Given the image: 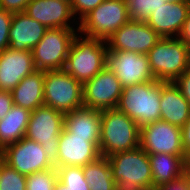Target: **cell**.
<instances>
[{
  "instance_id": "6da1fadb",
  "label": "cell",
  "mask_w": 190,
  "mask_h": 190,
  "mask_svg": "<svg viewBox=\"0 0 190 190\" xmlns=\"http://www.w3.org/2000/svg\"><path fill=\"white\" fill-rule=\"evenodd\" d=\"M140 146V127L117 107L101 110L100 154L109 157Z\"/></svg>"
},
{
  "instance_id": "7a4b0ae2",
  "label": "cell",
  "mask_w": 190,
  "mask_h": 190,
  "mask_svg": "<svg viewBox=\"0 0 190 190\" xmlns=\"http://www.w3.org/2000/svg\"><path fill=\"white\" fill-rule=\"evenodd\" d=\"M117 188L155 190L148 154L139 146L107 157Z\"/></svg>"
},
{
  "instance_id": "3957f363",
  "label": "cell",
  "mask_w": 190,
  "mask_h": 190,
  "mask_svg": "<svg viewBox=\"0 0 190 190\" xmlns=\"http://www.w3.org/2000/svg\"><path fill=\"white\" fill-rule=\"evenodd\" d=\"M147 57L157 81L174 82L190 68V49L178 37H162Z\"/></svg>"
},
{
  "instance_id": "277c9868",
  "label": "cell",
  "mask_w": 190,
  "mask_h": 190,
  "mask_svg": "<svg viewBox=\"0 0 190 190\" xmlns=\"http://www.w3.org/2000/svg\"><path fill=\"white\" fill-rule=\"evenodd\" d=\"M161 81L124 87L117 108L127 114L141 128L160 120Z\"/></svg>"
},
{
  "instance_id": "5b68a950",
  "label": "cell",
  "mask_w": 190,
  "mask_h": 190,
  "mask_svg": "<svg viewBox=\"0 0 190 190\" xmlns=\"http://www.w3.org/2000/svg\"><path fill=\"white\" fill-rule=\"evenodd\" d=\"M77 35L74 36L69 47L63 69L84 84L105 68V56L108 48L107 45L104 46L106 41L87 36L80 40Z\"/></svg>"
},
{
  "instance_id": "8992f818",
  "label": "cell",
  "mask_w": 190,
  "mask_h": 190,
  "mask_svg": "<svg viewBox=\"0 0 190 190\" xmlns=\"http://www.w3.org/2000/svg\"><path fill=\"white\" fill-rule=\"evenodd\" d=\"M44 105L68 114L83 106V84L64 69L44 71Z\"/></svg>"
},
{
  "instance_id": "52a82bcc",
  "label": "cell",
  "mask_w": 190,
  "mask_h": 190,
  "mask_svg": "<svg viewBox=\"0 0 190 190\" xmlns=\"http://www.w3.org/2000/svg\"><path fill=\"white\" fill-rule=\"evenodd\" d=\"M130 21L124 0H104L84 16L77 28L87 37L106 41L123 24Z\"/></svg>"
},
{
  "instance_id": "ba28073f",
  "label": "cell",
  "mask_w": 190,
  "mask_h": 190,
  "mask_svg": "<svg viewBox=\"0 0 190 190\" xmlns=\"http://www.w3.org/2000/svg\"><path fill=\"white\" fill-rule=\"evenodd\" d=\"M64 114L52 107L40 106L31 112L25 137L38 142L54 164L58 156L59 136L64 128Z\"/></svg>"
},
{
  "instance_id": "9c48e42d",
  "label": "cell",
  "mask_w": 190,
  "mask_h": 190,
  "mask_svg": "<svg viewBox=\"0 0 190 190\" xmlns=\"http://www.w3.org/2000/svg\"><path fill=\"white\" fill-rule=\"evenodd\" d=\"M75 35L74 28H48L31 50L36 70L63 69Z\"/></svg>"
},
{
  "instance_id": "30bf717a",
  "label": "cell",
  "mask_w": 190,
  "mask_h": 190,
  "mask_svg": "<svg viewBox=\"0 0 190 190\" xmlns=\"http://www.w3.org/2000/svg\"><path fill=\"white\" fill-rule=\"evenodd\" d=\"M105 68L115 74L123 88L155 80L147 54L108 50Z\"/></svg>"
},
{
  "instance_id": "8fae6325",
  "label": "cell",
  "mask_w": 190,
  "mask_h": 190,
  "mask_svg": "<svg viewBox=\"0 0 190 190\" xmlns=\"http://www.w3.org/2000/svg\"><path fill=\"white\" fill-rule=\"evenodd\" d=\"M1 153L4 163L26 176L38 171L55 168L42 146L26 137L6 146Z\"/></svg>"
},
{
  "instance_id": "7c38bea8",
  "label": "cell",
  "mask_w": 190,
  "mask_h": 190,
  "mask_svg": "<svg viewBox=\"0 0 190 190\" xmlns=\"http://www.w3.org/2000/svg\"><path fill=\"white\" fill-rule=\"evenodd\" d=\"M140 147L148 154L185 156L181 128L164 120H157L140 128Z\"/></svg>"
},
{
  "instance_id": "4fadbf2b",
  "label": "cell",
  "mask_w": 190,
  "mask_h": 190,
  "mask_svg": "<svg viewBox=\"0 0 190 190\" xmlns=\"http://www.w3.org/2000/svg\"><path fill=\"white\" fill-rule=\"evenodd\" d=\"M161 38L147 23L130 20L115 31L106 44L108 50L147 54Z\"/></svg>"
},
{
  "instance_id": "5bb4252c",
  "label": "cell",
  "mask_w": 190,
  "mask_h": 190,
  "mask_svg": "<svg viewBox=\"0 0 190 190\" xmlns=\"http://www.w3.org/2000/svg\"><path fill=\"white\" fill-rule=\"evenodd\" d=\"M123 87L113 72L104 68L83 84V106L97 110L116 108Z\"/></svg>"
},
{
  "instance_id": "9a60e30c",
  "label": "cell",
  "mask_w": 190,
  "mask_h": 190,
  "mask_svg": "<svg viewBox=\"0 0 190 190\" xmlns=\"http://www.w3.org/2000/svg\"><path fill=\"white\" fill-rule=\"evenodd\" d=\"M101 156L99 149L87 138L73 137L65 127L59 136L58 156L54 167H84Z\"/></svg>"
},
{
  "instance_id": "2e32d148",
  "label": "cell",
  "mask_w": 190,
  "mask_h": 190,
  "mask_svg": "<svg viewBox=\"0 0 190 190\" xmlns=\"http://www.w3.org/2000/svg\"><path fill=\"white\" fill-rule=\"evenodd\" d=\"M35 70L31 51L3 50L0 52V90L11 92Z\"/></svg>"
},
{
  "instance_id": "e0dca14e",
  "label": "cell",
  "mask_w": 190,
  "mask_h": 190,
  "mask_svg": "<svg viewBox=\"0 0 190 190\" xmlns=\"http://www.w3.org/2000/svg\"><path fill=\"white\" fill-rule=\"evenodd\" d=\"M24 12L47 28H73L67 23L74 16L70 0H30Z\"/></svg>"
},
{
  "instance_id": "ac0fdd59",
  "label": "cell",
  "mask_w": 190,
  "mask_h": 190,
  "mask_svg": "<svg viewBox=\"0 0 190 190\" xmlns=\"http://www.w3.org/2000/svg\"><path fill=\"white\" fill-rule=\"evenodd\" d=\"M47 29L45 25L25 12L14 13L9 31V48L31 51L45 35Z\"/></svg>"
},
{
  "instance_id": "d6986e66",
  "label": "cell",
  "mask_w": 190,
  "mask_h": 190,
  "mask_svg": "<svg viewBox=\"0 0 190 190\" xmlns=\"http://www.w3.org/2000/svg\"><path fill=\"white\" fill-rule=\"evenodd\" d=\"M189 10L190 3L165 2L151 13L146 23L161 37H178Z\"/></svg>"
},
{
  "instance_id": "ffe728a7",
  "label": "cell",
  "mask_w": 190,
  "mask_h": 190,
  "mask_svg": "<svg viewBox=\"0 0 190 190\" xmlns=\"http://www.w3.org/2000/svg\"><path fill=\"white\" fill-rule=\"evenodd\" d=\"M64 127L73 137L87 138V141L100 148L101 111L91 107H79L65 114Z\"/></svg>"
},
{
  "instance_id": "44dd1931",
  "label": "cell",
  "mask_w": 190,
  "mask_h": 190,
  "mask_svg": "<svg viewBox=\"0 0 190 190\" xmlns=\"http://www.w3.org/2000/svg\"><path fill=\"white\" fill-rule=\"evenodd\" d=\"M160 110L161 120L180 128L186 123L190 115V104L174 82H161Z\"/></svg>"
},
{
  "instance_id": "7402d4cb",
  "label": "cell",
  "mask_w": 190,
  "mask_h": 190,
  "mask_svg": "<svg viewBox=\"0 0 190 190\" xmlns=\"http://www.w3.org/2000/svg\"><path fill=\"white\" fill-rule=\"evenodd\" d=\"M150 159L153 186L158 188L161 184L175 181L187 173L186 156H175L171 154H151Z\"/></svg>"
},
{
  "instance_id": "603a6c76",
  "label": "cell",
  "mask_w": 190,
  "mask_h": 190,
  "mask_svg": "<svg viewBox=\"0 0 190 190\" xmlns=\"http://www.w3.org/2000/svg\"><path fill=\"white\" fill-rule=\"evenodd\" d=\"M13 104L31 112L44 105V71L35 70L11 91Z\"/></svg>"
},
{
  "instance_id": "cb8c5ba5",
  "label": "cell",
  "mask_w": 190,
  "mask_h": 190,
  "mask_svg": "<svg viewBox=\"0 0 190 190\" xmlns=\"http://www.w3.org/2000/svg\"><path fill=\"white\" fill-rule=\"evenodd\" d=\"M31 111L13 104L11 110L0 120V151L25 137Z\"/></svg>"
},
{
  "instance_id": "d4e9b609",
  "label": "cell",
  "mask_w": 190,
  "mask_h": 190,
  "mask_svg": "<svg viewBox=\"0 0 190 190\" xmlns=\"http://www.w3.org/2000/svg\"><path fill=\"white\" fill-rule=\"evenodd\" d=\"M82 170L90 190H117L107 157L99 156L82 167Z\"/></svg>"
},
{
  "instance_id": "484cf974",
  "label": "cell",
  "mask_w": 190,
  "mask_h": 190,
  "mask_svg": "<svg viewBox=\"0 0 190 190\" xmlns=\"http://www.w3.org/2000/svg\"><path fill=\"white\" fill-rule=\"evenodd\" d=\"M58 180L66 186L67 190H90L80 166L58 167Z\"/></svg>"
},
{
  "instance_id": "4316f807",
  "label": "cell",
  "mask_w": 190,
  "mask_h": 190,
  "mask_svg": "<svg viewBox=\"0 0 190 190\" xmlns=\"http://www.w3.org/2000/svg\"><path fill=\"white\" fill-rule=\"evenodd\" d=\"M131 21L145 22L151 13L165 4V0H125Z\"/></svg>"
},
{
  "instance_id": "83f0119b",
  "label": "cell",
  "mask_w": 190,
  "mask_h": 190,
  "mask_svg": "<svg viewBox=\"0 0 190 190\" xmlns=\"http://www.w3.org/2000/svg\"><path fill=\"white\" fill-rule=\"evenodd\" d=\"M58 181L56 168L38 171L27 176V190H54Z\"/></svg>"
},
{
  "instance_id": "f1b7e54d",
  "label": "cell",
  "mask_w": 190,
  "mask_h": 190,
  "mask_svg": "<svg viewBox=\"0 0 190 190\" xmlns=\"http://www.w3.org/2000/svg\"><path fill=\"white\" fill-rule=\"evenodd\" d=\"M27 176L3 163L0 168V190H27Z\"/></svg>"
},
{
  "instance_id": "f546056e",
  "label": "cell",
  "mask_w": 190,
  "mask_h": 190,
  "mask_svg": "<svg viewBox=\"0 0 190 190\" xmlns=\"http://www.w3.org/2000/svg\"><path fill=\"white\" fill-rule=\"evenodd\" d=\"M14 13L0 7V52L9 48V31Z\"/></svg>"
},
{
  "instance_id": "4dcf8cb0",
  "label": "cell",
  "mask_w": 190,
  "mask_h": 190,
  "mask_svg": "<svg viewBox=\"0 0 190 190\" xmlns=\"http://www.w3.org/2000/svg\"><path fill=\"white\" fill-rule=\"evenodd\" d=\"M104 0H70L73 15L79 14L80 20Z\"/></svg>"
},
{
  "instance_id": "1f68e13d",
  "label": "cell",
  "mask_w": 190,
  "mask_h": 190,
  "mask_svg": "<svg viewBox=\"0 0 190 190\" xmlns=\"http://www.w3.org/2000/svg\"><path fill=\"white\" fill-rule=\"evenodd\" d=\"M155 190H190V175L186 173L175 181L161 184Z\"/></svg>"
},
{
  "instance_id": "d6a6232c",
  "label": "cell",
  "mask_w": 190,
  "mask_h": 190,
  "mask_svg": "<svg viewBox=\"0 0 190 190\" xmlns=\"http://www.w3.org/2000/svg\"><path fill=\"white\" fill-rule=\"evenodd\" d=\"M30 0H0V7L11 13L24 12Z\"/></svg>"
},
{
  "instance_id": "836d02e7",
  "label": "cell",
  "mask_w": 190,
  "mask_h": 190,
  "mask_svg": "<svg viewBox=\"0 0 190 190\" xmlns=\"http://www.w3.org/2000/svg\"><path fill=\"white\" fill-rule=\"evenodd\" d=\"M174 84L179 88L184 98L190 104V70L181 74L175 81Z\"/></svg>"
},
{
  "instance_id": "e575fe53",
  "label": "cell",
  "mask_w": 190,
  "mask_h": 190,
  "mask_svg": "<svg viewBox=\"0 0 190 190\" xmlns=\"http://www.w3.org/2000/svg\"><path fill=\"white\" fill-rule=\"evenodd\" d=\"M13 106L12 92L0 90V120L11 110Z\"/></svg>"
},
{
  "instance_id": "d590c367",
  "label": "cell",
  "mask_w": 190,
  "mask_h": 190,
  "mask_svg": "<svg viewBox=\"0 0 190 190\" xmlns=\"http://www.w3.org/2000/svg\"><path fill=\"white\" fill-rule=\"evenodd\" d=\"M181 139L184 155L190 157V115L186 123L181 127Z\"/></svg>"
},
{
  "instance_id": "8d00e7d4",
  "label": "cell",
  "mask_w": 190,
  "mask_h": 190,
  "mask_svg": "<svg viewBox=\"0 0 190 190\" xmlns=\"http://www.w3.org/2000/svg\"><path fill=\"white\" fill-rule=\"evenodd\" d=\"M178 38L183 41L186 46L190 49V10L188 11L186 20L183 24L182 30Z\"/></svg>"
},
{
  "instance_id": "74e56055",
  "label": "cell",
  "mask_w": 190,
  "mask_h": 190,
  "mask_svg": "<svg viewBox=\"0 0 190 190\" xmlns=\"http://www.w3.org/2000/svg\"><path fill=\"white\" fill-rule=\"evenodd\" d=\"M54 190H67L66 186L63 185L59 180L57 181Z\"/></svg>"
},
{
  "instance_id": "f35d334b",
  "label": "cell",
  "mask_w": 190,
  "mask_h": 190,
  "mask_svg": "<svg viewBox=\"0 0 190 190\" xmlns=\"http://www.w3.org/2000/svg\"><path fill=\"white\" fill-rule=\"evenodd\" d=\"M166 2H169V3H190V0H165Z\"/></svg>"
},
{
  "instance_id": "ab89813d",
  "label": "cell",
  "mask_w": 190,
  "mask_h": 190,
  "mask_svg": "<svg viewBox=\"0 0 190 190\" xmlns=\"http://www.w3.org/2000/svg\"><path fill=\"white\" fill-rule=\"evenodd\" d=\"M187 164V173L190 175V157L188 158Z\"/></svg>"
},
{
  "instance_id": "60d3db41",
  "label": "cell",
  "mask_w": 190,
  "mask_h": 190,
  "mask_svg": "<svg viewBox=\"0 0 190 190\" xmlns=\"http://www.w3.org/2000/svg\"><path fill=\"white\" fill-rule=\"evenodd\" d=\"M4 163V159H3V156H2V153L0 151V168H1V165Z\"/></svg>"
},
{
  "instance_id": "b9f144b4",
  "label": "cell",
  "mask_w": 190,
  "mask_h": 190,
  "mask_svg": "<svg viewBox=\"0 0 190 190\" xmlns=\"http://www.w3.org/2000/svg\"><path fill=\"white\" fill-rule=\"evenodd\" d=\"M117 190H147V189H125V188H117Z\"/></svg>"
}]
</instances>
